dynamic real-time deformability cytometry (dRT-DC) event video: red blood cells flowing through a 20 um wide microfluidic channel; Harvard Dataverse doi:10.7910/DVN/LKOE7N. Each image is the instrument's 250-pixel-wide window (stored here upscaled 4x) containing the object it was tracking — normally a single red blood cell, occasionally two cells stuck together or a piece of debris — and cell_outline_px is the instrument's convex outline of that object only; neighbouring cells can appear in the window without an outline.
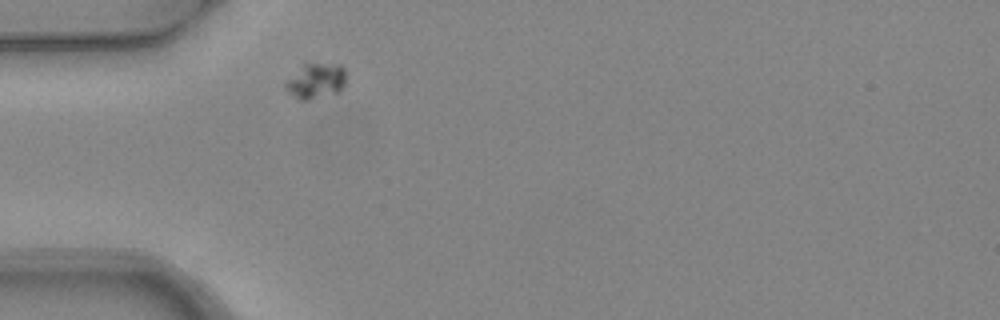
{"species": "common noctule bat (a hibernating species)", "species_latin": "Nyctalus noctula", "temperature_condition": "warm", "stored_images_in_passage": 1, "camera_frame_rate_fps": 3000, "um_per_image_px": 0.085, "animal": {"sex": "female", "body_mass_g": 24.6, "forearm_length_mm": 56.2}, "frame": {"image": 1, "passage_image": 1, "time_ms": 0.0, "image_size_px": [1000, 320], "cell_outline_px": [[344, 84], [336, 92], [308, 100], [300, 100], [288, 92], [284, 88], [284, 84], [304, 64], [340, 64], [344, 68]], "centroid_in_image_um": [26.83, 6.88], "position_along_channel_um": 58.2, "area_um2": 11.96}}